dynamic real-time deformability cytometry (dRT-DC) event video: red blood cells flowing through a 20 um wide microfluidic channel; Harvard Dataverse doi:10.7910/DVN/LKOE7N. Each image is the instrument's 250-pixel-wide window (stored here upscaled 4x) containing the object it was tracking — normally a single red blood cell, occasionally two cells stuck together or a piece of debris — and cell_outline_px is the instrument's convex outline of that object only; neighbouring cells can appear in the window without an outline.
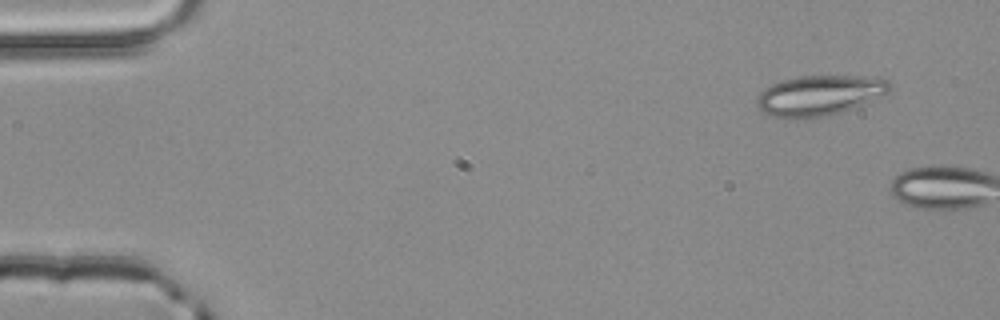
{"species": "common noctule bat (a hibernating species)", "species_latin": "Nyctalus noctula", "temperature_condition": "room temperature", "stored_images_in_passage": 4, "camera_frame_rate_fps": 3000, "um_per_image_px": 0.085, "animal": {"sex": "male", "body_mass_g": 20.4}, "frame": {"image": 1, "passage_image": 1, "time_ms": 0.0, "image_size_px": [1000, 320], "cell_outline_px": [[892, 88], [888, 92], [852, 108], [840, 112], [808, 120], [804, 120], [768, 116], [756, 104], [756, 96], [764, 88], [780, 80], [800, 76], [864, 76], [888, 80], [892, 84]], "centroid_in_image_um": [69.59, 8.12], "position_along_channel_um": 15.4, "area_um2": 31.33}}